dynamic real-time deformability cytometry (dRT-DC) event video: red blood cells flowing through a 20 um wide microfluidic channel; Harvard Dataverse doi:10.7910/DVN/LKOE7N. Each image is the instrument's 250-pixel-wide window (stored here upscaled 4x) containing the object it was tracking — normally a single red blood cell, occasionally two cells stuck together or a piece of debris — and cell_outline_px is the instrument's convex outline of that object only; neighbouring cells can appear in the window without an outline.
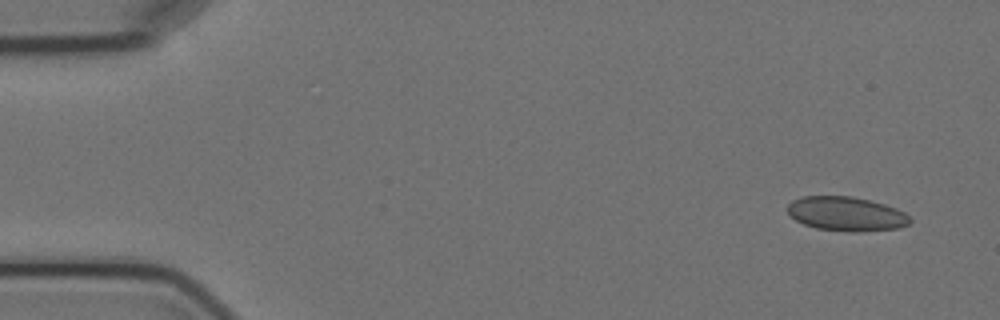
{"species": "Egyptian fruit bat (a non-hibernating species)", "species_latin": "Rousettus aegyptiacus", "temperature_condition": "cold", "stored_images_in_passage": 3, "camera_frame_rate_fps": 3000, "um_per_image_px": 0.085, "animal": {"sex": "female"}, "frame": {"image": 1, "passage_image": 1, "time_ms": 0.0, "image_size_px": [1000, 320], "cell_outline_px": [[912, 220], [908, 224], [900, 228], [856, 232], [852, 232], [816, 228], [804, 224], [796, 220], [788, 212], [788, 204], [792, 200], [800, 196], [852, 196], [884, 204], [896, 208], [904, 212]], "centroid_in_image_um": [71.93, 18.17], "position_along_channel_um": 13.1, "area_um2": 24.39}}
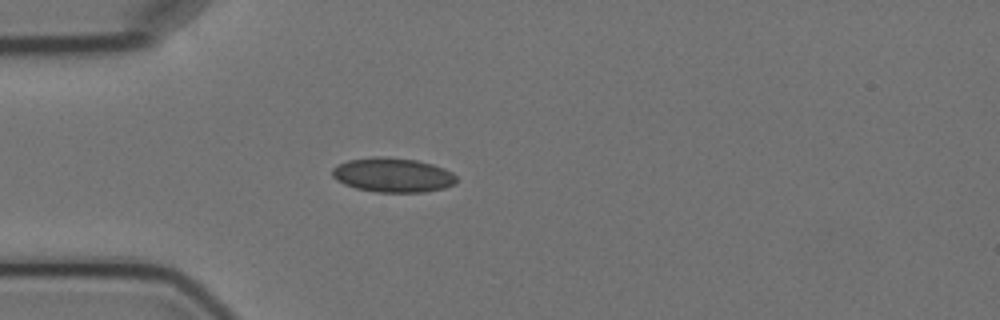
{"frame": {"image": 2, "passage_image": 3, "time_ms": 4.0, "image_size_px": [1000, 320], "cell_outline_px": [[456, 184], [444, 188], [424, 192], [376, 192], [356, 188], [344, 184], [336, 180], [332, 176], [332, 168], [348, 160], [372, 156], [388, 156], [416, 160], [432, 164], [444, 168], [452, 172], [456, 176]], "centroid_in_image_um": [33.39, 14.87], "position_along_channel_um": 51.6, "area_um2": 25.09}}